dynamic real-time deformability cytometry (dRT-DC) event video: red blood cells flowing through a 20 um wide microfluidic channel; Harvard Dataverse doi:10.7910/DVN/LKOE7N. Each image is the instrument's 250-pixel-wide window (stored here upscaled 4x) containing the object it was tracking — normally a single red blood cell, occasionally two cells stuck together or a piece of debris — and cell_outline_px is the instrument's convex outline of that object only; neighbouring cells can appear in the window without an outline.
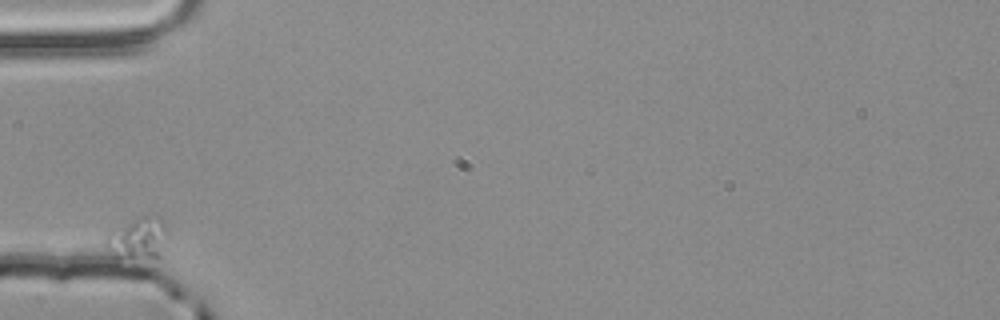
{"species": "common noctule bat (a hibernating species)", "species_latin": "Nyctalus noctula", "temperature_condition": "room temperature", "stored_images_in_passage": 36, "camera_frame_rate_fps": 3000, "um_per_image_px": 0.085, "animal": {"sex": "male", "body_mass_g": 20.4}, "frame": {"image": 1, "passage_image": 1, "time_ms": 0.0, "image_size_px": [1000, 320], "cell_outline_px": [[164, 228], [160, 256], [116, 256], [104, 244], [104, 236], [108, 232], [116, 228], [144, 216], [160, 216], [164, 220]], "centroid_in_image_um": [11.66, 20.21], "position_along_channel_um": 73.3, "area_um2": 13.81}}